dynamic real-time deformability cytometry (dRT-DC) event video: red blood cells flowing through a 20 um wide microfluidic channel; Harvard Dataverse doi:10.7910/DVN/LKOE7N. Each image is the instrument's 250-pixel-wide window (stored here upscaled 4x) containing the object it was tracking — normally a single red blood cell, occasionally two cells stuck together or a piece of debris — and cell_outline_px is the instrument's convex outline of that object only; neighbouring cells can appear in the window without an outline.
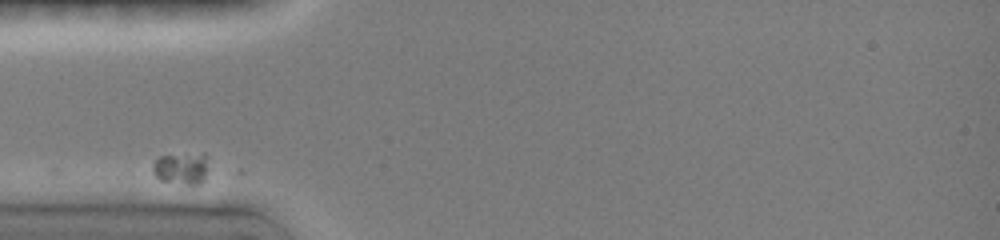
{"species": "common noctule bat (a hibernating species)", "species_latin": "Nyctalus noctula", "temperature_condition": "room temperature", "stored_images_in_passage": 13, "camera_frame_rate_fps": 3000, "um_per_image_px": 0.085, "animal": {"sex": "female", "body_mass_g": 19.0, "forearm_length_mm": 51.5}, "frame": {"image": 1, "passage_image": 1, "time_ms": 0.0, "image_size_px": [1000, 240], "cell_outline_px": [[208, 156], [204, 180], [200, 184], [188, 184], [160, 180], [152, 172], [152, 164], [160, 156], [204, 152]], "centroid_in_image_um": [15.43, 14.28], "position_along_channel_um": 69.6, "area_um2": 10.4}}
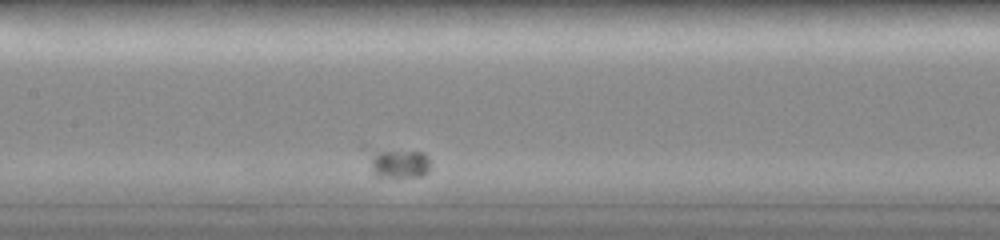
{"frame": {"image": 2, "passage_image": 5, "time_ms": 3.333, "image_size_px": [1000, 240], "cell_outline_px": [[428, 172], [420, 176], [376, 176], [372, 172], [360, 148], [360, 144], [364, 144], [424, 152], [428, 156]], "centroid_in_image_um": [33.57, 13.7], "position_along_channel_um": 173.8, "area_um2": 12.14}}
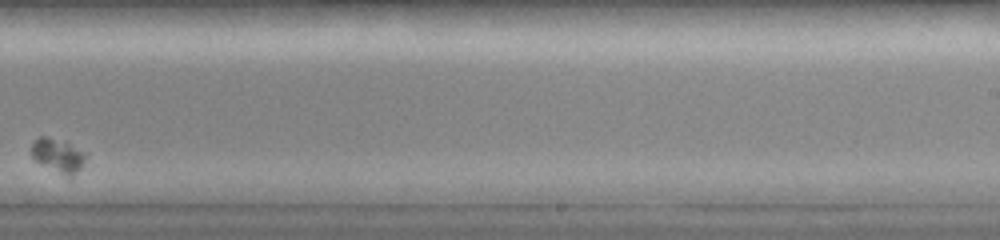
{"frame": {"image": 3, "passage_image": 9, "time_ms": 6.667, "image_size_px": [1000, 240], "cell_outline_px": [[88, 156], [80, 168], [72, 176], [68, 176], [36, 160], [32, 156], [32, 144], [40, 136], [48, 136], [88, 152]], "centroid_in_image_um": [4.99, 13.18], "position_along_channel_um": 284.0, "area_um2": 10.23}}